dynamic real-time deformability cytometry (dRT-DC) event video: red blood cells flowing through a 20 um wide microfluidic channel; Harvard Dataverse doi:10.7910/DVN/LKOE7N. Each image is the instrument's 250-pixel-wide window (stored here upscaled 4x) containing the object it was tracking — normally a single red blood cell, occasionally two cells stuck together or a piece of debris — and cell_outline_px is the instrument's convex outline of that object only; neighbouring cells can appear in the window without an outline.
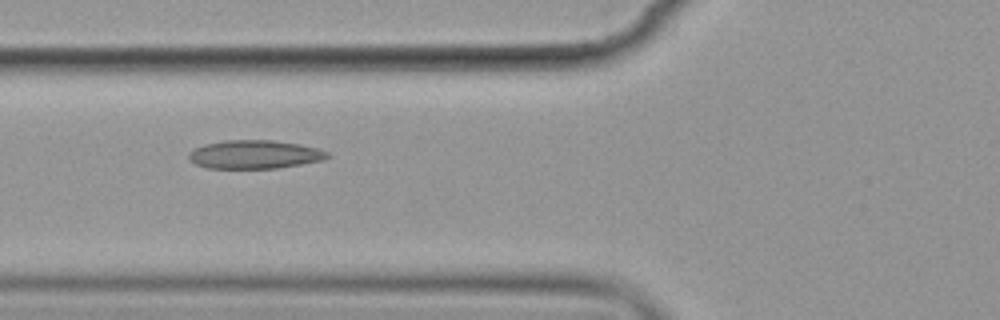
{"species": "common noctule bat (a hibernating species)", "species_latin": "Nyctalus noctula", "temperature_condition": "cold", "stored_images_in_passage": 7, "camera_frame_rate_fps": 3000, "um_per_image_px": 0.085, "animal": {"sex": "female", "body_mass_g": 19.9}, "frame": {"image": 1, "passage_image": 6, "time_ms": 7.0, "image_size_px": [1000, 320], "cell_outline_px": [[332, 156], [324, 160], [276, 168], [208, 168], [196, 164], [188, 156], [188, 152], [192, 148], [204, 144], [224, 140], [272, 140], [300, 144], [316, 148], [328, 152]], "centroid_in_image_um": [21.64, 13.12], "position_along_channel_um": 104.2, "area_um2": 23.06}}
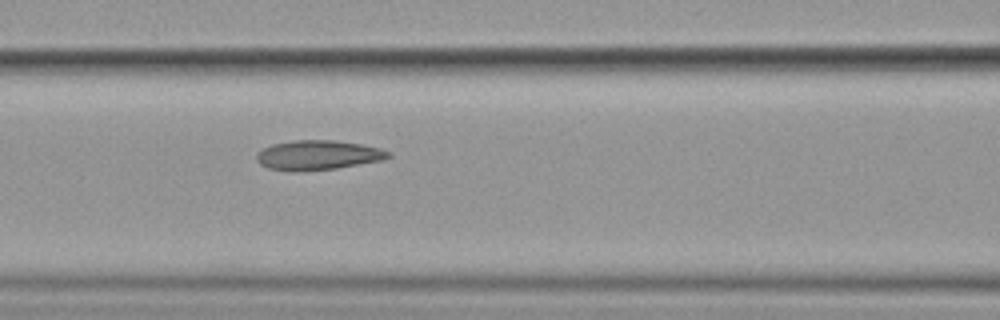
{"frame": {"image": 2, "passage_image": 7, "time_ms": 8.0, "image_size_px": [1000, 320], "cell_outline_px": [[392, 156], [384, 160], [336, 168], [300, 172], [296, 172], [268, 168], [260, 164], [256, 160], [256, 152], [272, 144], [292, 140], [336, 140], [360, 144], [380, 148], [392, 152]], "centroid_in_image_um": [27.03, 13.19], "position_along_channel_um": 139.6, "area_um2": 23.0}}